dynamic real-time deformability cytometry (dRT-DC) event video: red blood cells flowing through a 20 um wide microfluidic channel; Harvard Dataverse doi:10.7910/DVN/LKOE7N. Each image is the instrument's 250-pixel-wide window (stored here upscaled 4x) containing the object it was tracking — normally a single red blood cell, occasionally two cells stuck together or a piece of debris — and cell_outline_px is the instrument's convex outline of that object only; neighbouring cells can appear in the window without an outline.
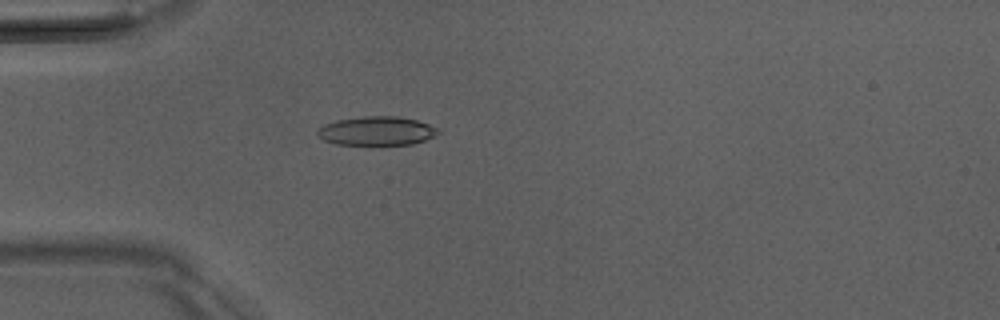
{"species": "Egyptian fruit bat (a non-hibernating species)", "species_latin": "Rousettus aegyptiacus", "temperature_condition": "room temperature", "stored_images_in_passage": 43, "camera_frame_rate_fps": 3000, "um_per_image_px": 0.085, "animal": {"sex": "male"}, "frame": {"image": 1, "passage_image": 7, "time_ms": 2.0, "image_size_px": [1000, 320], "cell_outline_px": [[440, 132], [424, 140], [412, 144], [336, 144], [324, 140], [316, 136], [316, 128], [324, 124], [336, 120], [364, 116], [396, 116], [416, 120], [440, 128]], "centroid_in_image_um": [31.97, 11.12], "position_along_channel_um": 53.0, "area_um2": 20.29}}
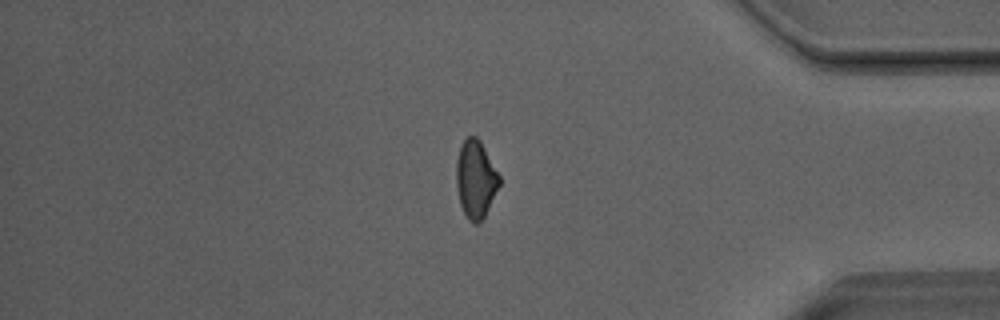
{"frame": {"image": 2, "passage_image": 35, "time_ms": 11.333, "image_size_px": [1000, 320], "cell_outline_px": [[500, 184], [484, 216], [476, 224], [472, 224], [468, 220], [460, 204], [456, 184], [456, 160], [460, 148], [464, 140], [468, 136], [476, 136], [480, 140], [500, 176]], "centroid_in_image_um": [40.42, 15.23], "position_along_channel_um": 394.8, "area_um2": 19.31}}
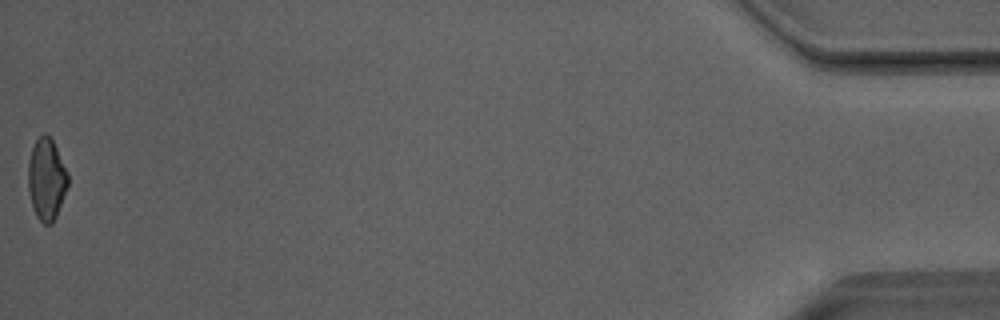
{"frame": {"image": 3, "passage_image": 43, "time_ms": 14.0, "image_size_px": [1000, 320], "cell_outline_px": [[68, 184], [56, 216], [52, 224], [44, 224], [36, 216], [32, 204], [28, 188], [28, 160], [32, 148], [36, 140], [44, 132], [52, 140], [68, 172]], "centroid_in_image_um": [3.94, 15.23], "position_along_channel_um": 431.3, "area_um2": 18.73}, "authors_computed_cell_mechanics": {"area_um2": 19.8254, "velocity_mm_per_s": 4.0574, "shape_relaxation_time_tau1_ms": 6.0998, "shape_relaxation_time_tau2_ms": 2.9241, "deformation_change_tau1": 0.1539, "deformation_change_tau2": 0.0949}}